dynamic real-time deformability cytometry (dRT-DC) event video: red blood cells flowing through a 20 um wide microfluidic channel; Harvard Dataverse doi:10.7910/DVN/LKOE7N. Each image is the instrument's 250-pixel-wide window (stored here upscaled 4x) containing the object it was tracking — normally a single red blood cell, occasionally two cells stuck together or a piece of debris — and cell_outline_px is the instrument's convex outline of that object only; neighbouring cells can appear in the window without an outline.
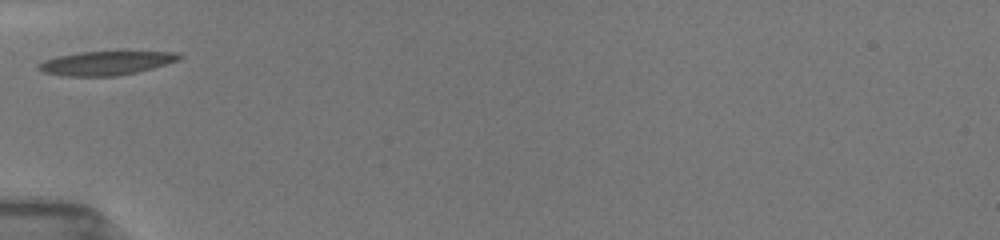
{"species": "common noctule bat (a hibernating species)", "species_latin": "Nyctalus noctula", "temperature_condition": "room temperature", "stored_images_in_passage": 4, "camera_frame_rate_fps": 3000, "um_per_image_px": 0.085, "animal": {"sex": "female", "body_mass_g": 19.5, "forearm_length_mm": 54.1}, "frame": {"image": 1, "passage_image": 1, "time_ms": 0.0, "image_size_px": [1000, 240], "cell_outline_px": [[184, 56], [176, 60], [152, 68], [136, 72], [116, 76], [68, 76], [44, 72], [40, 68], [40, 64], [44, 60], [56, 56], [80, 52], [176, 52]], "centroid_in_image_um": [9.01, 5.36], "position_along_channel_um": 76.0, "area_um2": 19.07}}
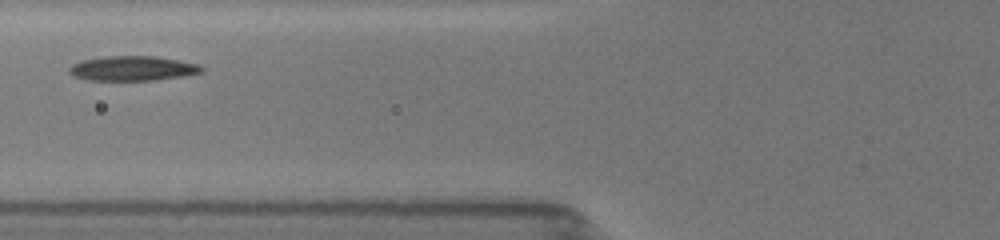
{"frame": {"image": 2, "passage_image": 2, "time_ms": 1.0, "image_size_px": [1000, 240], "cell_outline_px": [[204, 68], [200, 72], [180, 76], [156, 80], [88, 80], [76, 76], [68, 72], [68, 68], [72, 64], [80, 60], [104, 56], [156, 56], [180, 60], [200, 64]], "centroid_in_image_um": [11.25, 5.8], "position_along_channel_um": 114.6, "area_um2": 19.07}}
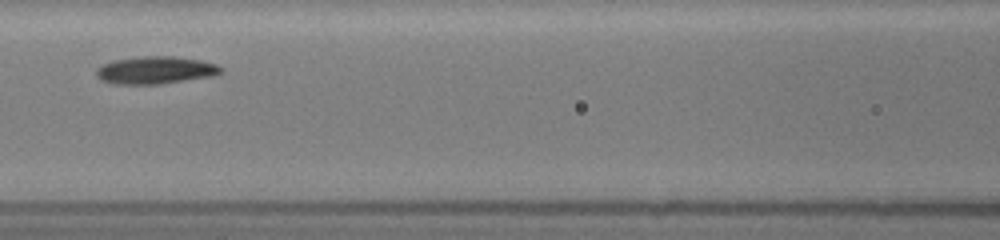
{"frame": {"image": 3, "passage_image": 3, "time_ms": 2.0, "image_size_px": [1000, 240], "cell_outline_px": [[224, 72], [212, 76], [160, 84], [116, 84], [100, 80], [96, 76], [96, 68], [104, 64], [116, 60], [140, 56], [176, 56], [200, 60], [216, 64], [224, 68]], "centroid_in_image_um": [13.24, 5.96], "position_along_channel_um": 153.4, "area_um2": 20.06}}